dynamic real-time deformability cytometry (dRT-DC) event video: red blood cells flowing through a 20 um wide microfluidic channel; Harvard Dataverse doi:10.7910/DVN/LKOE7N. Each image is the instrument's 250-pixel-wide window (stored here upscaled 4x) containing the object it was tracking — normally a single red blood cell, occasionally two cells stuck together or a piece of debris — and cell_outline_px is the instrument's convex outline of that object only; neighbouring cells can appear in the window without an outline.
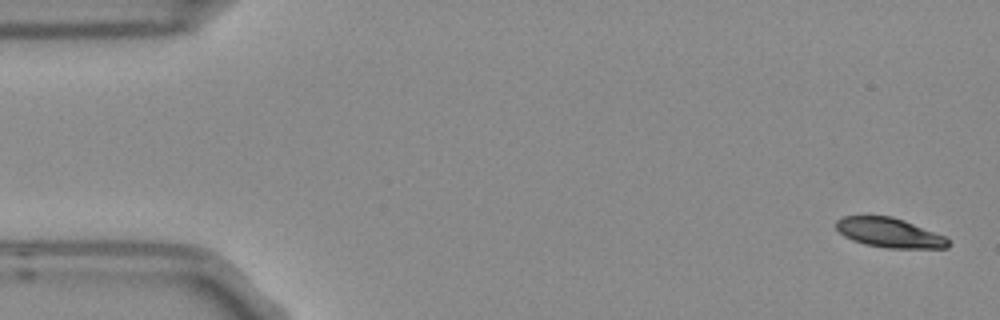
{"species": "Egyptian fruit bat (a non-hibernating species)", "species_latin": "Rousettus aegyptiacus", "temperature_condition": "room temperature", "stored_images_in_passage": 4, "camera_frame_rate_fps": 3000, "um_per_image_px": 0.085, "frame": {"image": 1, "passage_image": 1, "time_ms": 0.0, "image_size_px": [1000, 320], "cell_outline_px": [[948, 248], [888, 248], [864, 244], [852, 240], [844, 236], [836, 228], [836, 220], [844, 216], [892, 216], [904, 220], [944, 236], [948, 240]], "centroid_in_image_um": [75.57, 19.78], "position_along_channel_um": 9.4, "area_um2": 19.13}}